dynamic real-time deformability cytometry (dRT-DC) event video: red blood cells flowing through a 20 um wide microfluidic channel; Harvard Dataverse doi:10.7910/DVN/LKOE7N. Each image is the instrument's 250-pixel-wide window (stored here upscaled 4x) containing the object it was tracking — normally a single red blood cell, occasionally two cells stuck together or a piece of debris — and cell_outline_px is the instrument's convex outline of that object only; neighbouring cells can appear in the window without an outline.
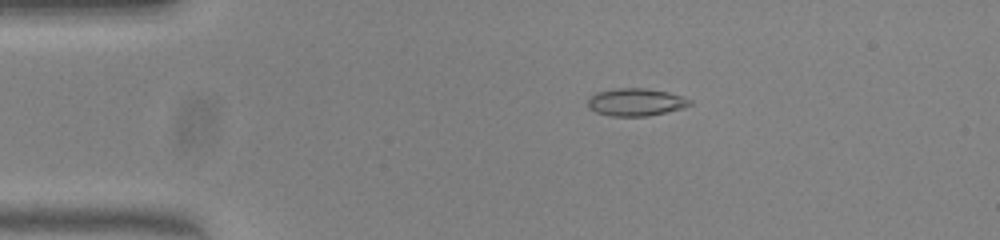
{"species": "common noctule bat (a hibernating species)", "species_latin": "Nyctalus noctula", "temperature_condition": "warm", "stored_images_in_passage": 42, "camera_frame_rate_fps": 3000, "um_per_image_px": 0.085, "animal": {"sex": "female", "body_mass_g": 23.0, "forearm_length_mm": 53.4}, "frame": {"image": 1, "passage_image": 1, "time_ms": 0.0, "image_size_px": [1000, 240], "cell_outline_px": [[692, 104], [684, 108], [648, 116], [612, 116], [596, 112], [588, 104], [588, 100], [596, 92], [616, 88], [644, 88], [668, 92], [684, 96], [692, 100]], "centroid_in_image_um": [54.1, 8.67], "position_along_channel_um": 30.9, "area_um2": 16.36}}
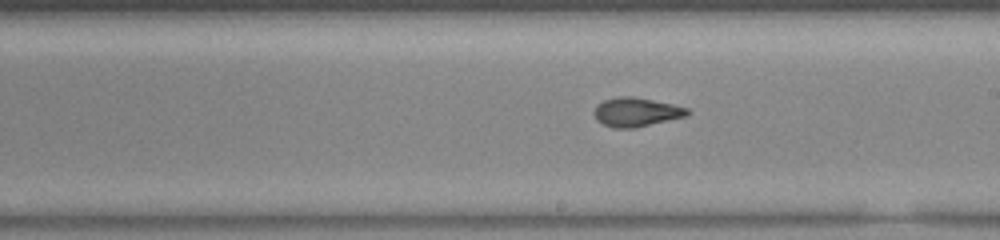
{"frame": {"image": 2, "passage_image": 20, "time_ms": 6.333, "image_size_px": [1000, 240], "cell_outline_px": [[688, 112], [684, 116], [636, 128], [612, 128], [596, 120], [592, 112], [596, 104], [604, 100], [616, 96], [632, 96], [672, 104], [688, 108]], "centroid_in_image_um": [53.99, 9.52], "position_along_channel_um": 235.0, "area_um2": 15.72}}
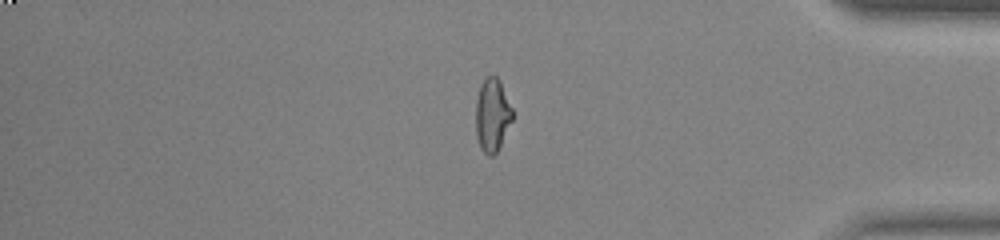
{"frame": {"image": 3, "passage_image": 34, "time_ms": 11.0, "image_size_px": [1000, 240], "cell_outline_px": [[512, 120], [496, 152], [492, 156], [488, 156], [480, 148], [476, 136], [476, 100], [480, 84], [484, 76], [496, 76], [500, 80], [512, 108]], "centroid_in_image_um": [41.82, 9.74], "position_along_channel_um": 393.4, "area_um2": 15.61}, "authors_computed_cell_mechanics": {"area_um2": 15.7216, "velocity_mm_per_s": 4.0186, "shape_relaxation_time_tau1_ms": null, "shape_relaxation_time_tau2_ms": 1.3253, "deformation_change_tau1": null, "deformation_change_tau2": 0.0784}}